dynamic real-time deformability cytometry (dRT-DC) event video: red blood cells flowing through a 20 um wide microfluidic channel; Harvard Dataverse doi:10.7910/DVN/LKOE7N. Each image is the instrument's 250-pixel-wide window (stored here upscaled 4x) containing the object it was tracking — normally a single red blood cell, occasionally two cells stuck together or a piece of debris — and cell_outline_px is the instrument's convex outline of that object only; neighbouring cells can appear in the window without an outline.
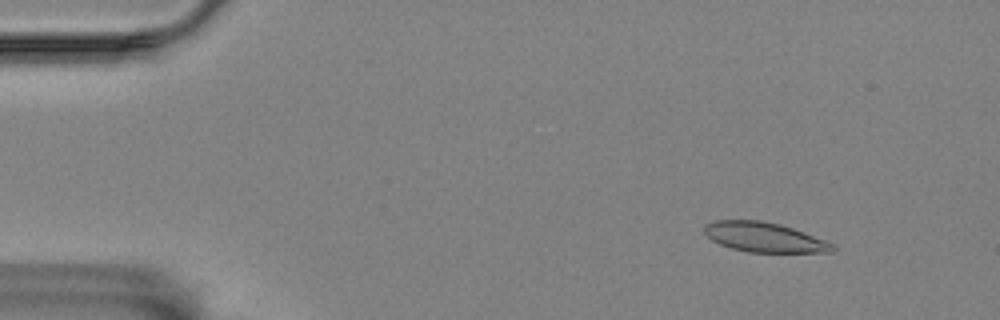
{"species": "Egyptian fruit bat (a non-hibernating species)", "species_latin": "Rousettus aegyptiacus", "temperature_condition": "room temperature", "stored_images_in_passage": 56, "camera_frame_rate_fps": 3000, "um_per_image_px": 0.085, "animal": {"sex": "female"}, "frame": {"image": 1, "passage_image": 6, "time_ms": 1.667, "image_size_px": [1000, 320], "cell_outline_px": [[836, 248], [832, 252], [748, 252], [732, 248], [720, 244], [712, 240], [704, 232], [704, 224], [716, 220], [760, 220], [780, 224], [792, 228], [824, 240], [832, 244]], "centroid_in_image_um": [64.93, 20.16], "position_along_channel_um": 20.1, "area_um2": 21.96}}
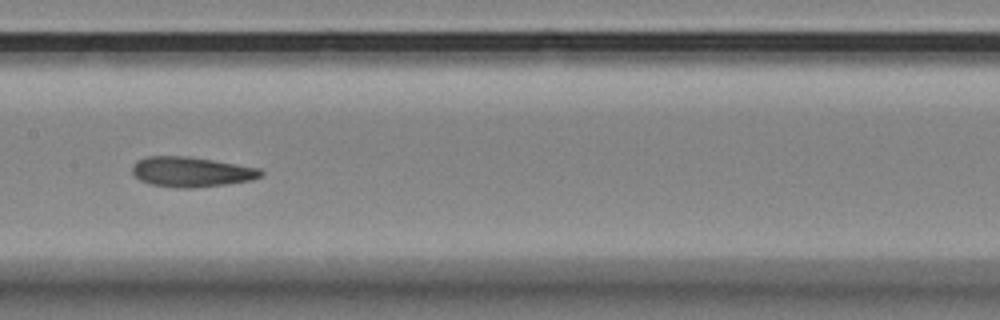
{"frame": {"image": 2, "passage_image": 28, "time_ms": 9.0, "image_size_px": [1000, 320], "cell_outline_px": [[264, 176], [252, 180], [224, 184], [192, 188], [176, 188], [148, 184], [140, 180], [132, 172], [132, 164], [136, 160], [144, 156], [188, 156], [260, 168], [264, 172]], "centroid_in_image_um": [16.24, 14.6], "position_along_channel_um": 191.2, "area_um2": 22.72}}
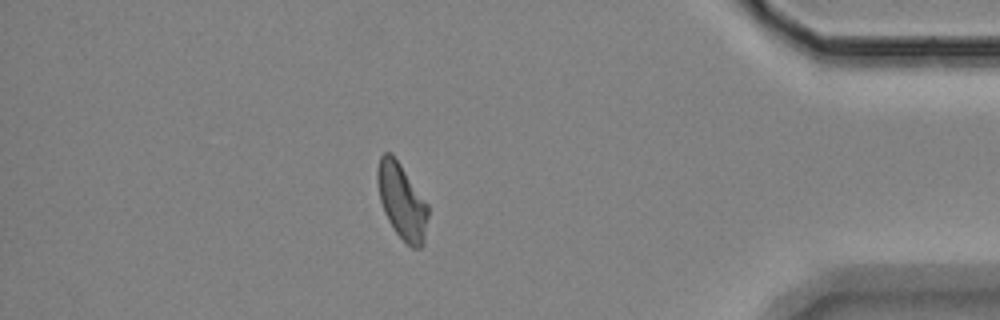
{"frame": {"image": 3, "passage_image": 49, "time_ms": 16.0, "image_size_px": [1000, 320], "cell_outline_px": [[428, 216], [424, 244], [420, 248], [412, 248], [396, 232], [388, 220], [384, 212], [380, 200], [376, 180], [376, 168], [380, 156], [384, 152], [392, 152], [428, 204]], "centroid_in_image_um": [34.14, 17.08], "position_along_channel_um": 401.1, "area_um2": 22.37}, "authors_computed_cell_mechanics": {"area_um2": 22.4842, "velocity_mm_per_s": 3.5157, "shape_relaxation_time_tau1_ms": null, "shape_relaxation_time_tau2_ms": 2.3345, "deformation_change_tau1": null, "deformation_change_tau2": 0.0817}}